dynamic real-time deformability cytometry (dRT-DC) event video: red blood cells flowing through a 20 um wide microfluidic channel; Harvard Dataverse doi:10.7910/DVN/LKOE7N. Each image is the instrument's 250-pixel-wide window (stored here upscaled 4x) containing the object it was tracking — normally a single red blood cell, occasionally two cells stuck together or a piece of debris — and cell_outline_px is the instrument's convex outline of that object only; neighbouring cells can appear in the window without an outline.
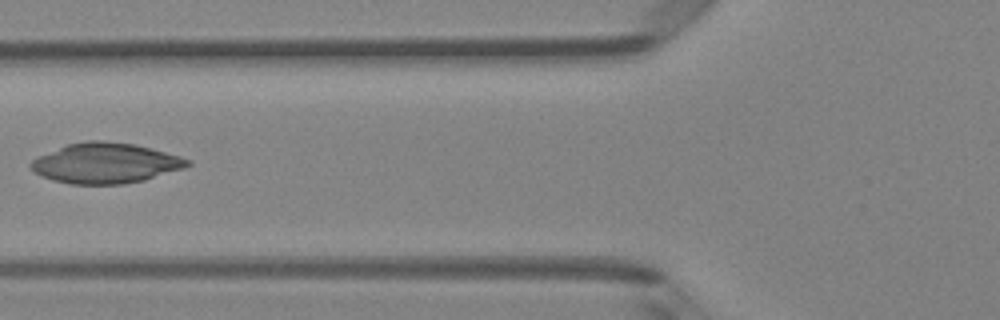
{"species": "Egyptian fruit bat (a non-hibernating species)", "species_latin": "Rousettus aegyptiacus", "temperature_condition": "room temperature", "stored_images_in_passage": 2, "camera_frame_rate_fps": 3000, "um_per_image_px": 0.085, "animal": {"sex": "female"}, "frame": {"image": 1, "passage_image": 2, "time_ms": 1.0, "image_size_px": [1000, 320], "cell_outline_px": [[192, 164], [184, 168], [144, 180], [124, 184], [72, 184], [52, 180], [36, 172], [28, 164], [36, 156], [68, 144], [88, 140], [104, 140], [136, 144], [152, 148], [180, 156], [192, 160]], "centroid_in_image_um": [8.99, 13.85], "position_along_channel_um": 116.8, "area_um2": 36.88}}